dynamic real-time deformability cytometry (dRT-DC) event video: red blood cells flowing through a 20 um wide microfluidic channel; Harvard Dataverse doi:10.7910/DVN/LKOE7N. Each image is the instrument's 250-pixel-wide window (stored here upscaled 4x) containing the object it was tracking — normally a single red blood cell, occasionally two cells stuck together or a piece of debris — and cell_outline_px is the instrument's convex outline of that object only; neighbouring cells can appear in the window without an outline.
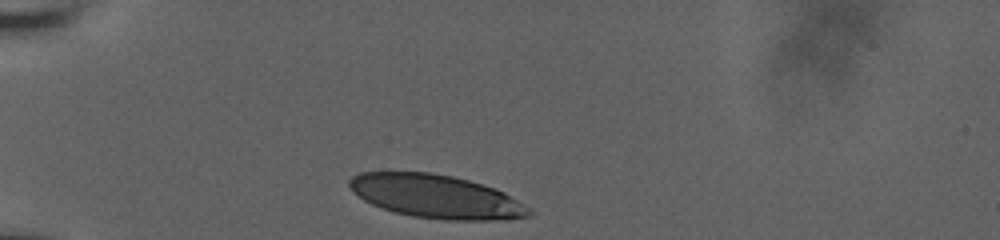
{"species": "human", "species_latin": "Homo sapiens", "temperature_condition": "room temperature", "stored_images_in_passage": 26, "camera_frame_rate_fps": 3000, "um_per_image_px": 0.085, "donor": {"sex": "male"}, "frame": {"image": 1, "passage_image": 1, "time_ms": 0.0, "image_size_px": [1000, 240], "cell_outline_px": [[532, 216], [508, 220], [448, 220], [412, 216], [380, 208], [364, 200], [348, 184], [348, 180], [352, 176], [360, 172], [432, 172], [452, 176], [468, 180], [496, 188], [504, 192], [524, 204], [532, 212]], "centroid_in_image_um": [37.11, 16.7], "position_along_channel_um": 47.9, "area_um2": 45.43}}
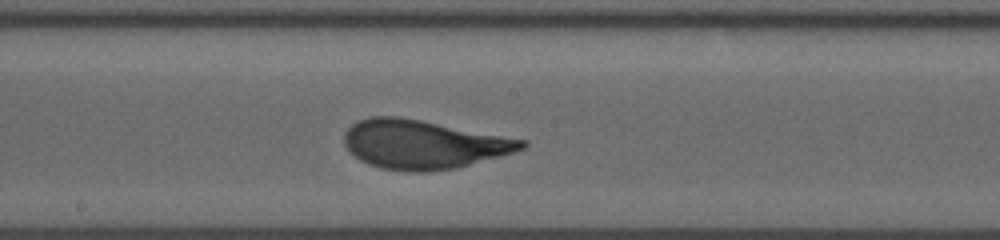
{"frame": {"image": 2, "passage_image": 15, "time_ms": 5.333, "image_size_px": [1000, 240], "cell_outline_px": [[528, 144], [524, 148], [500, 156], [456, 168], [428, 172], [408, 172], [380, 168], [368, 164], [360, 160], [348, 152], [344, 144], [344, 132], [356, 120], [372, 116], [400, 116], [528, 140]], "centroid_in_image_um": [35.94, 12.27], "position_along_channel_um": 212.3, "area_um2": 50.86}}
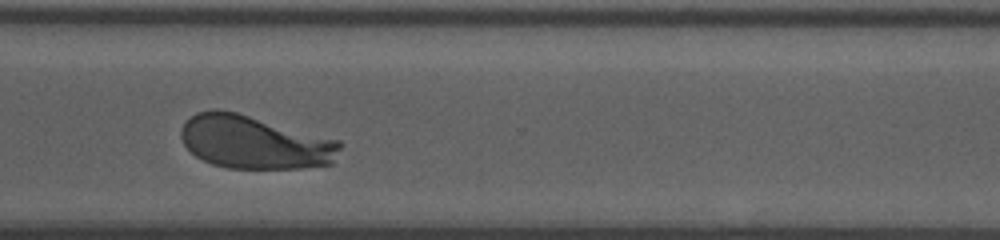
{"frame": {"image": 3, "passage_image": 25, "time_ms": 9.0, "image_size_px": [1000, 240], "cell_outline_px": [[340, 148], [332, 164], [300, 168], [228, 168], [212, 164], [196, 156], [184, 144], [180, 136], [180, 132], [184, 124], [196, 112], [212, 108], [220, 108], [236, 112], [340, 140]], "centroid_in_image_um": [21.62, 12.08], "position_along_channel_um": 349.0, "area_um2": 49.25}}